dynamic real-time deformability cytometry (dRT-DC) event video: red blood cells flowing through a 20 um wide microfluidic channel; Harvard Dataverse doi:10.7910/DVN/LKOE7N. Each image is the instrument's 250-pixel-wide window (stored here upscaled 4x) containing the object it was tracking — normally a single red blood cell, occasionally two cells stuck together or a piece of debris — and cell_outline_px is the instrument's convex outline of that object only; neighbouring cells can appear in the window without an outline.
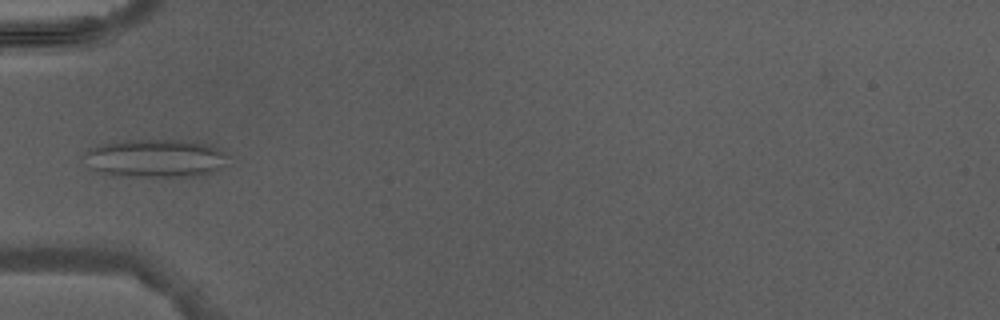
{"species": "Egyptian fruit bat (a non-hibernating species)", "species_latin": "Rousettus aegyptiacus", "temperature_condition": "warm", "stored_images_in_passage": 5, "camera_frame_rate_fps": 3000, "um_per_image_px": 0.085, "animal": {"sex": "male"}, "frame": {"image": 1, "passage_image": 5, "time_ms": 5.0, "image_size_px": [1000, 320], "cell_outline_px": [[228, 156], [224, 164], [216, 172], [200, 176], [112, 176], [100, 172], [92, 168], [80, 156], [84, 152], [92, 148], [104, 144], [124, 140], [180, 140], [212, 144], [224, 152]], "centroid_in_image_um": [13.22, 13.46], "position_along_channel_um": 71.8, "area_um2": 32.25}}